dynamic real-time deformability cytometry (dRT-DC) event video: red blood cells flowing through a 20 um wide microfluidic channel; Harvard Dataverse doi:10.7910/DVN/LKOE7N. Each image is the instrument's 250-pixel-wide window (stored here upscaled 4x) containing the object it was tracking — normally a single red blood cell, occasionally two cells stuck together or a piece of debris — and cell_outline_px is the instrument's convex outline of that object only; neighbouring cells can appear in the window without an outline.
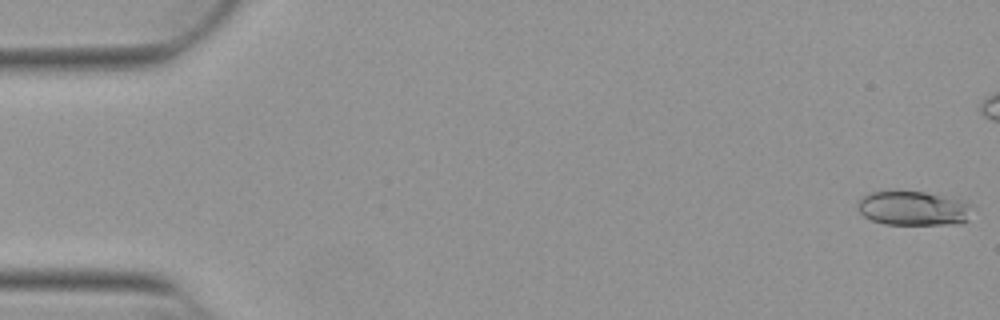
{"species": "Egyptian fruit bat (a non-hibernating species)", "species_latin": "Rousettus aegyptiacus", "temperature_condition": "warm", "stored_images_in_passage": 45, "camera_frame_rate_fps": 3000, "um_per_image_px": 0.085, "animal": {"sex": "female"}, "frame": {"image": 1, "passage_image": 1, "time_ms": 0.0, "image_size_px": [1000, 320], "cell_outline_px": [[976, 208], [968, 220], [960, 224], [884, 224], [872, 220], [864, 216], [860, 212], [856, 204], [856, 200], [872, 192], [924, 192], [968, 200]], "centroid_in_image_um": [77.74, 17.71], "position_along_channel_um": 7.3, "area_um2": 23.35}}
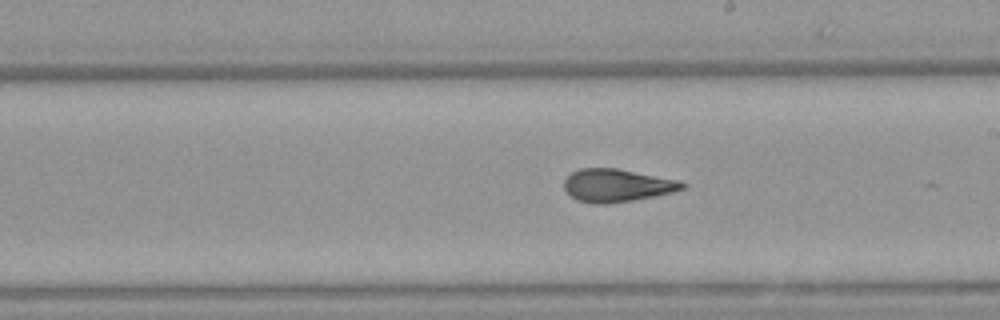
{"frame": {"image": 2, "passage_image": 30, "time_ms": 9.667, "image_size_px": [1000, 320], "cell_outline_px": [[688, 184], [684, 188], [672, 192], [632, 200], [608, 204], [592, 204], [576, 200], [564, 188], [564, 180], [572, 172], [580, 168], [616, 168], [680, 180]], "centroid_in_image_um": [52.43, 15.76], "position_along_channel_um": 236.6, "area_um2": 22.6}}
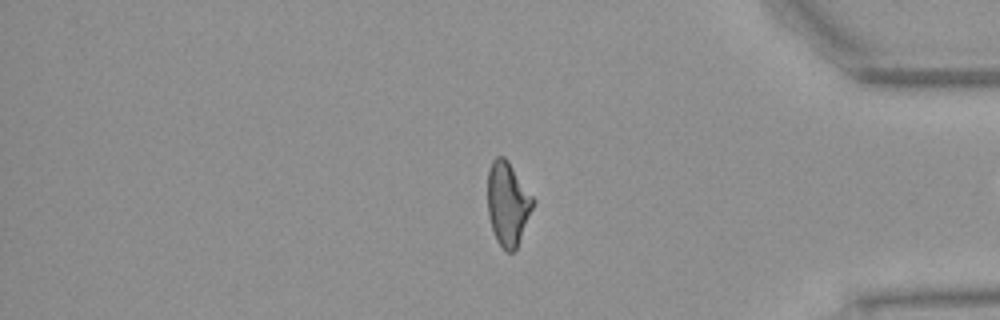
{"frame": {"image": 3, "passage_image": 44, "time_ms": 14.333, "image_size_px": [1000, 320], "cell_outline_px": [[536, 200], [516, 248], [512, 252], [508, 252], [496, 240], [492, 228], [488, 212], [488, 168], [492, 160], [496, 156], [504, 156], [508, 160]], "centroid_in_image_um": [43.16, 17.26], "position_along_channel_um": 392.0, "area_um2": 22.02}}